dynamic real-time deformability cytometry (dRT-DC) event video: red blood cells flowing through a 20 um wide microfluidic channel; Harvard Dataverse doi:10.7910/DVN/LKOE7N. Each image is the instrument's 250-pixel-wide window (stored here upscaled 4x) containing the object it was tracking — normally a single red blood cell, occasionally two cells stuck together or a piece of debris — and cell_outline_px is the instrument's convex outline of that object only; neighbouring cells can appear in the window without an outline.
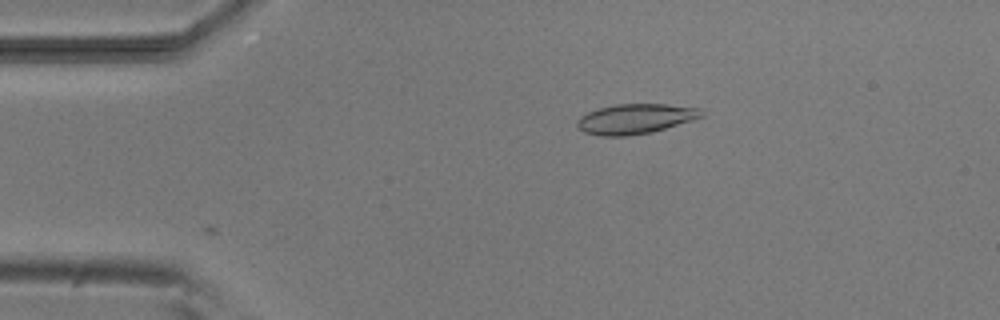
{"species": "common noctule bat (a hibernating species)", "species_latin": "Nyctalus noctula", "temperature_condition": "room temperature", "stored_images_in_passage": 4, "camera_frame_rate_fps": 3000, "um_per_image_px": 0.085, "animal": {"sex": "male", "body_mass_g": 20.5, "forearm_length_mm": 52.5}, "frame": {"image": 1, "passage_image": 3, "time_ms": 2.333, "image_size_px": [1000, 320], "cell_outline_px": [[704, 116], [692, 120], [652, 132], [624, 136], [600, 136], [584, 132], [576, 124], [576, 120], [580, 116], [588, 112], [600, 108], [616, 104], [664, 104], [700, 108], [704, 112]], "centroid_in_image_um": [54.0, 10.1], "position_along_channel_um": 31.0, "area_um2": 21.62}}